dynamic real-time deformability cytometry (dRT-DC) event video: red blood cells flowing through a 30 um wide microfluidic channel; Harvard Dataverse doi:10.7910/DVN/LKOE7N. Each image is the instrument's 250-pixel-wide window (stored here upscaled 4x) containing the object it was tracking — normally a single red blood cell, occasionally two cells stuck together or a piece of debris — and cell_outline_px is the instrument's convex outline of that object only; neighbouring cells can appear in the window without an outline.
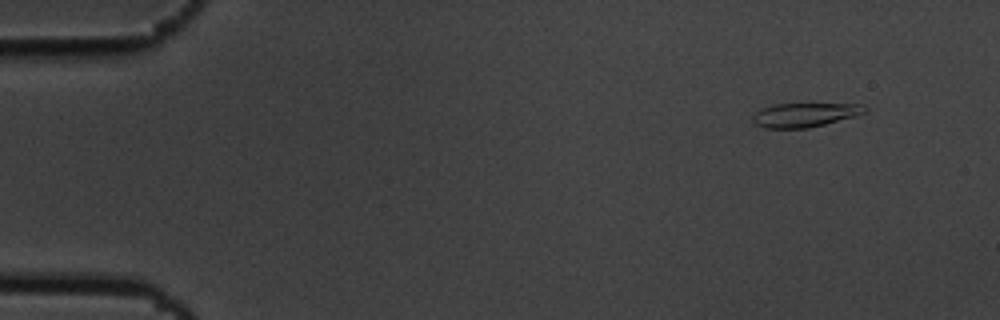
{"species": "common noctule bat (a hibernating species)", "species_latin": "Nyctalus noctula", "temperature_condition": "cold", "stored_images_in_passage": 6, "camera_frame_rate_fps": 3000, "um_per_image_px": 0.085, "animal": {"sex": "male", "body_mass_g": 19.5, "forearm_length_mm": 54.6}, "frame": {"image": 1, "passage_image": 2, "time_ms": 0.333, "image_size_px": [1000, 320], "cell_outline_px": [[868, 112], [856, 116], [808, 128], [764, 128], [752, 124], [752, 116], [760, 108], [772, 104], [860, 104], [868, 108]], "centroid_in_image_um": [68.37, 9.76], "position_along_channel_um": 16.6, "area_um2": 15.9}}